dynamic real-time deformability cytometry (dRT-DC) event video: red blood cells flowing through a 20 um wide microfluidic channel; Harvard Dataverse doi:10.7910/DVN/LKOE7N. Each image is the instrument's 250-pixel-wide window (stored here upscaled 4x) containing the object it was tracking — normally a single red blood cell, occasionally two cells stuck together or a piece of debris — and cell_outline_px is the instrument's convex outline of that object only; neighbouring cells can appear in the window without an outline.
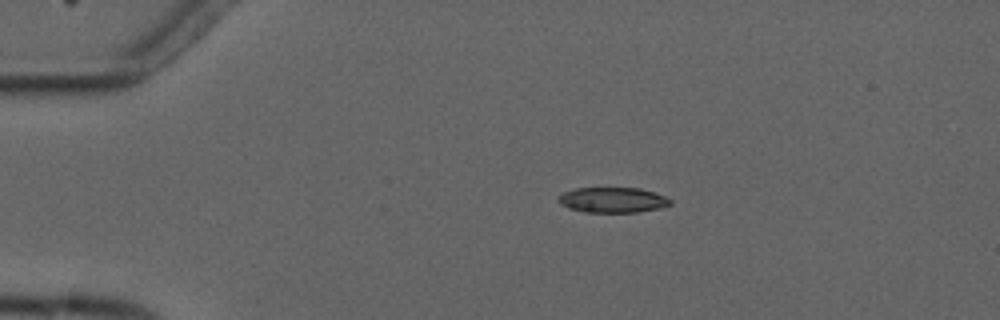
{"species": "common noctule bat (a hibernating species)", "species_latin": "Nyctalus noctula", "temperature_condition": "cold", "stored_images_in_passage": 5, "camera_frame_rate_fps": 3000, "um_per_image_px": 0.085, "animal": {"sex": "male", "forearm_length_mm": 52.5}, "frame": {"image": 1, "passage_image": 4, "time_ms": 3.333, "image_size_px": [1000, 320], "cell_outline_px": [[672, 204], [660, 208], [636, 212], [584, 212], [568, 208], [560, 204], [556, 200], [556, 196], [564, 192], [576, 188], [640, 188], [664, 196], [672, 200]], "centroid_in_image_um": [52.03, 17.0], "position_along_channel_um": 33.0, "area_um2": 16.59}}